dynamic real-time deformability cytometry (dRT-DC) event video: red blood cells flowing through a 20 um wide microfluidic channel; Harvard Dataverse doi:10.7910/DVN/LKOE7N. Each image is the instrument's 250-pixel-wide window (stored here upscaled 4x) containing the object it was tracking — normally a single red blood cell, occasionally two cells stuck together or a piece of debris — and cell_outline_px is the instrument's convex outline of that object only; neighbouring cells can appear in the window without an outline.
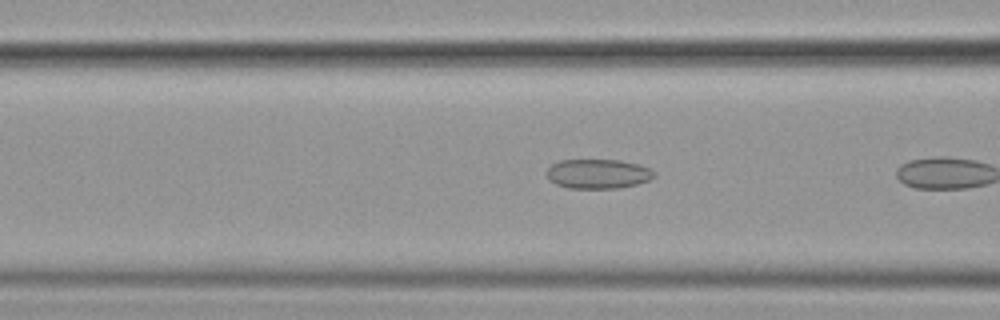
{"species": "common noctule bat (a hibernating species)", "species_latin": "Nyctalus noctula", "temperature_condition": "cold", "stored_images_in_passage": 8, "camera_frame_rate_fps": 3000, "um_per_image_px": 0.085, "animal": {"sex": "female", "body_mass_g": 19.9}, "frame": {"image": 1, "passage_image": 6, "time_ms": 1.667, "image_size_px": [1000, 320], "cell_outline_px": [[656, 176], [648, 180], [636, 184], [620, 188], [568, 188], [556, 184], [548, 180], [548, 168], [552, 164], [560, 160], [620, 160], [640, 164], [656, 172]], "centroid_in_image_um": [50.85, 14.77], "position_along_channel_um": 115.8, "area_um2": 18.5}}